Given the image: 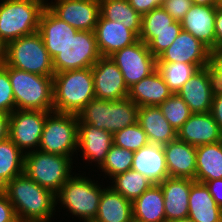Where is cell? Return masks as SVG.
I'll return each instance as SVG.
<instances>
[{
  "mask_svg": "<svg viewBox=\"0 0 222 222\" xmlns=\"http://www.w3.org/2000/svg\"><path fill=\"white\" fill-rule=\"evenodd\" d=\"M15 100L8 74V65L0 67V113L11 114L15 111Z\"/></svg>",
  "mask_w": 222,
  "mask_h": 222,
  "instance_id": "ab89813d",
  "label": "cell"
},
{
  "mask_svg": "<svg viewBox=\"0 0 222 222\" xmlns=\"http://www.w3.org/2000/svg\"><path fill=\"white\" fill-rule=\"evenodd\" d=\"M94 31L78 30L65 48L53 58L55 73L92 67L99 59Z\"/></svg>",
  "mask_w": 222,
  "mask_h": 222,
  "instance_id": "8fae6325",
  "label": "cell"
},
{
  "mask_svg": "<svg viewBox=\"0 0 222 222\" xmlns=\"http://www.w3.org/2000/svg\"><path fill=\"white\" fill-rule=\"evenodd\" d=\"M108 185L123 197L133 202L144 191L149 189L153 183L140 172L131 169L113 177Z\"/></svg>",
  "mask_w": 222,
  "mask_h": 222,
  "instance_id": "836d02e7",
  "label": "cell"
},
{
  "mask_svg": "<svg viewBox=\"0 0 222 222\" xmlns=\"http://www.w3.org/2000/svg\"><path fill=\"white\" fill-rule=\"evenodd\" d=\"M214 31L215 48L222 47V9L220 8H216Z\"/></svg>",
  "mask_w": 222,
  "mask_h": 222,
  "instance_id": "bcb514c9",
  "label": "cell"
},
{
  "mask_svg": "<svg viewBox=\"0 0 222 222\" xmlns=\"http://www.w3.org/2000/svg\"><path fill=\"white\" fill-rule=\"evenodd\" d=\"M193 4L217 7L218 0H193Z\"/></svg>",
  "mask_w": 222,
  "mask_h": 222,
  "instance_id": "681fc988",
  "label": "cell"
},
{
  "mask_svg": "<svg viewBox=\"0 0 222 222\" xmlns=\"http://www.w3.org/2000/svg\"><path fill=\"white\" fill-rule=\"evenodd\" d=\"M101 57H109L139 40V37L121 22L105 19L101 14L94 29Z\"/></svg>",
  "mask_w": 222,
  "mask_h": 222,
  "instance_id": "ac0fdd59",
  "label": "cell"
},
{
  "mask_svg": "<svg viewBox=\"0 0 222 222\" xmlns=\"http://www.w3.org/2000/svg\"><path fill=\"white\" fill-rule=\"evenodd\" d=\"M47 0L46 6L61 20L80 31H94L100 16L99 0Z\"/></svg>",
  "mask_w": 222,
  "mask_h": 222,
  "instance_id": "5bb4252c",
  "label": "cell"
},
{
  "mask_svg": "<svg viewBox=\"0 0 222 222\" xmlns=\"http://www.w3.org/2000/svg\"><path fill=\"white\" fill-rule=\"evenodd\" d=\"M77 31L58 18L47 6L44 8L39 20L38 32L42 36L45 48L52 59L61 53Z\"/></svg>",
  "mask_w": 222,
  "mask_h": 222,
  "instance_id": "44dd1931",
  "label": "cell"
},
{
  "mask_svg": "<svg viewBox=\"0 0 222 222\" xmlns=\"http://www.w3.org/2000/svg\"><path fill=\"white\" fill-rule=\"evenodd\" d=\"M134 158V152L120 148L115 144L112 145L110 150L107 153L106 159L102 166L98 169L103 176L106 182L111 180L118 174L124 173L132 169V160Z\"/></svg>",
  "mask_w": 222,
  "mask_h": 222,
  "instance_id": "d590c367",
  "label": "cell"
},
{
  "mask_svg": "<svg viewBox=\"0 0 222 222\" xmlns=\"http://www.w3.org/2000/svg\"><path fill=\"white\" fill-rule=\"evenodd\" d=\"M2 190L13 205L19 222H52L57 214L56 194L25 173L13 178Z\"/></svg>",
  "mask_w": 222,
  "mask_h": 222,
  "instance_id": "6da1fadb",
  "label": "cell"
},
{
  "mask_svg": "<svg viewBox=\"0 0 222 222\" xmlns=\"http://www.w3.org/2000/svg\"><path fill=\"white\" fill-rule=\"evenodd\" d=\"M73 159L40 150L30 151L24 154V173L41 187L57 194L76 171L73 164L77 163Z\"/></svg>",
  "mask_w": 222,
  "mask_h": 222,
  "instance_id": "8992f818",
  "label": "cell"
},
{
  "mask_svg": "<svg viewBox=\"0 0 222 222\" xmlns=\"http://www.w3.org/2000/svg\"><path fill=\"white\" fill-rule=\"evenodd\" d=\"M91 69L95 99L113 101L128 98L129 88L119 67L110 57H101Z\"/></svg>",
  "mask_w": 222,
  "mask_h": 222,
  "instance_id": "9a60e30c",
  "label": "cell"
},
{
  "mask_svg": "<svg viewBox=\"0 0 222 222\" xmlns=\"http://www.w3.org/2000/svg\"><path fill=\"white\" fill-rule=\"evenodd\" d=\"M5 65L42 76H54L53 59L37 31L6 44Z\"/></svg>",
  "mask_w": 222,
  "mask_h": 222,
  "instance_id": "ba28073f",
  "label": "cell"
},
{
  "mask_svg": "<svg viewBox=\"0 0 222 222\" xmlns=\"http://www.w3.org/2000/svg\"><path fill=\"white\" fill-rule=\"evenodd\" d=\"M76 173L66 181L56 194V205L61 206L60 210L66 209V212L71 214L69 216L76 217L79 222H93L105 186L103 181L100 182L101 185L97 179L95 181L94 178L91 179L84 173Z\"/></svg>",
  "mask_w": 222,
  "mask_h": 222,
  "instance_id": "7a4b0ae2",
  "label": "cell"
},
{
  "mask_svg": "<svg viewBox=\"0 0 222 222\" xmlns=\"http://www.w3.org/2000/svg\"><path fill=\"white\" fill-rule=\"evenodd\" d=\"M188 105L192 113H208L213 95L207 75V66L199 69L177 93Z\"/></svg>",
  "mask_w": 222,
  "mask_h": 222,
  "instance_id": "d4e9b609",
  "label": "cell"
},
{
  "mask_svg": "<svg viewBox=\"0 0 222 222\" xmlns=\"http://www.w3.org/2000/svg\"><path fill=\"white\" fill-rule=\"evenodd\" d=\"M141 16L162 5L163 0H128Z\"/></svg>",
  "mask_w": 222,
  "mask_h": 222,
  "instance_id": "7bdbcfd3",
  "label": "cell"
},
{
  "mask_svg": "<svg viewBox=\"0 0 222 222\" xmlns=\"http://www.w3.org/2000/svg\"><path fill=\"white\" fill-rule=\"evenodd\" d=\"M132 169L140 172L153 184H160L169 177L163 145L148 142L134 152Z\"/></svg>",
  "mask_w": 222,
  "mask_h": 222,
  "instance_id": "7402d4cb",
  "label": "cell"
},
{
  "mask_svg": "<svg viewBox=\"0 0 222 222\" xmlns=\"http://www.w3.org/2000/svg\"><path fill=\"white\" fill-rule=\"evenodd\" d=\"M156 70L173 94H177L182 86L199 70L194 64L157 63Z\"/></svg>",
  "mask_w": 222,
  "mask_h": 222,
  "instance_id": "e575fe53",
  "label": "cell"
},
{
  "mask_svg": "<svg viewBox=\"0 0 222 222\" xmlns=\"http://www.w3.org/2000/svg\"><path fill=\"white\" fill-rule=\"evenodd\" d=\"M194 179L168 177L159 185L164 197L166 222L188 217L189 195Z\"/></svg>",
  "mask_w": 222,
  "mask_h": 222,
  "instance_id": "ffe728a7",
  "label": "cell"
},
{
  "mask_svg": "<svg viewBox=\"0 0 222 222\" xmlns=\"http://www.w3.org/2000/svg\"><path fill=\"white\" fill-rule=\"evenodd\" d=\"M24 173V153L8 137L0 141V189Z\"/></svg>",
  "mask_w": 222,
  "mask_h": 222,
  "instance_id": "d6a6232c",
  "label": "cell"
},
{
  "mask_svg": "<svg viewBox=\"0 0 222 222\" xmlns=\"http://www.w3.org/2000/svg\"><path fill=\"white\" fill-rule=\"evenodd\" d=\"M222 178V140L213 144L196 147L195 181H205Z\"/></svg>",
  "mask_w": 222,
  "mask_h": 222,
  "instance_id": "4dcf8cb0",
  "label": "cell"
},
{
  "mask_svg": "<svg viewBox=\"0 0 222 222\" xmlns=\"http://www.w3.org/2000/svg\"><path fill=\"white\" fill-rule=\"evenodd\" d=\"M222 208L218 206L204 183L194 181L189 195V214L194 222H220Z\"/></svg>",
  "mask_w": 222,
  "mask_h": 222,
  "instance_id": "f1b7e54d",
  "label": "cell"
},
{
  "mask_svg": "<svg viewBox=\"0 0 222 222\" xmlns=\"http://www.w3.org/2000/svg\"><path fill=\"white\" fill-rule=\"evenodd\" d=\"M6 44L0 39V67L5 65Z\"/></svg>",
  "mask_w": 222,
  "mask_h": 222,
  "instance_id": "c3c4849f",
  "label": "cell"
},
{
  "mask_svg": "<svg viewBox=\"0 0 222 222\" xmlns=\"http://www.w3.org/2000/svg\"><path fill=\"white\" fill-rule=\"evenodd\" d=\"M204 184L208 187L215 202L222 208V178L205 181Z\"/></svg>",
  "mask_w": 222,
  "mask_h": 222,
  "instance_id": "ee69618b",
  "label": "cell"
},
{
  "mask_svg": "<svg viewBox=\"0 0 222 222\" xmlns=\"http://www.w3.org/2000/svg\"><path fill=\"white\" fill-rule=\"evenodd\" d=\"M0 39L5 43L38 31L47 0H1Z\"/></svg>",
  "mask_w": 222,
  "mask_h": 222,
  "instance_id": "5b68a950",
  "label": "cell"
},
{
  "mask_svg": "<svg viewBox=\"0 0 222 222\" xmlns=\"http://www.w3.org/2000/svg\"><path fill=\"white\" fill-rule=\"evenodd\" d=\"M177 138L194 147L222 140V131L210 112L193 113L177 132Z\"/></svg>",
  "mask_w": 222,
  "mask_h": 222,
  "instance_id": "d6986e66",
  "label": "cell"
},
{
  "mask_svg": "<svg viewBox=\"0 0 222 222\" xmlns=\"http://www.w3.org/2000/svg\"><path fill=\"white\" fill-rule=\"evenodd\" d=\"M9 115L0 113V141L9 137Z\"/></svg>",
  "mask_w": 222,
  "mask_h": 222,
  "instance_id": "7dc6e473",
  "label": "cell"
},
{
  "mask_svg": "<svg viewBox=\"0 0 222 222\" xmlns=\"http://www.w3.org/2000/svg\"><path fill=\"white\" fill-rule=\"evenodd\" d=\"M0 222H19L13 205L2 189H0Z\"/></svg>",
  "mask_w": 222,
  "mask_h": 222,
  "instance_id": "b9f144b4",
  "label": "cell"
},
{
  "mask_svg": "<svg viewBox=\"0 0 222 222\" xmlns=\"http://www.w3.org/2000/svg\"><path fill=\"white\" fill-rule=\"evenodd\" d=\"M113 143L120 148L136 152L148 142V137L138 122L119 130L113 135Z\"/></svg>",
  "mask_w": 222,
  "mask_h": 222,
  "instance_id": "74e56055",
  "label": "cell"
},
{
  "mask_svg": "<svg viewBox=\"0 0 222 222\" xmlns=\"http://www.w3.org/2000/svg\"><path fill=\"white\" fill-rule=\"evenodd\" d=\"M109 57L119 67L128 88L156 70L157 58L140 39Z\"/></svg>",
  "mask_w": 222,
  "mask_h": 222,
  "instance_id": "7c38bea8",
  "label": "cell"
},
{
  "mask_svg": "<svg viewBox=\"0 0 222 222\" xmlns=\"http://www.w3.org/2000/svg\"><path fill=\"white\" fill-rule=\"evenodd\" d=\"M159 108L176 132L179 131L182 125L193 114L188 105L178 94H172L159 105Z\"/></svg>",
  "mask_w": 222,
  "mask_h": 222,
  "instance_id": "8d00e7d4",
  "label": "cell"
},
{
  "mask_svg": "<svg viewBox=\"0 0 222 222\" xmlns=\"http://www.w3.org/2000/svg\"><path fill=\"white\" fill-rule=\"evenodd\" d=\"M163 150L169 177L195 179L196 147L176 138Z\"/></svg>",
  "mask_w": 222,
  "mask_h": 222,
  "instance_id": "603a6c76",
  "label": "cell"
},
{
  "mask_svg": "<svg viewBox=\"0 0 222 222\" xmlns=\"http://www.w3.org/2000/svg\"><path fill=\"white\" fill-rule=\"evenodd\" d=\"M193 5V0H163V9L175 20L181 21Z\"/></svg>",
  "mask_w": 222,
  "mask_h": 222,
  "instance_id": "60d3db41",
  "label": "cell"
},
{
  "mask_svg": "<svg viewBox=\"0 0 222 222\" xmlns=\"http://www.w3.org/2000/svg\"><path fill=\"white\" fill-rule=\"evenodd\" d=\"M207 75L213 97L222 95V47L210 50Z\"/></svg>",
  "mask_w": 222,
  "mask_h": 222,
  "instance_id": "f35d334b",
  "label": "cell"
},
{
  "mask_svg": "<svg viewBox=\"0 0 222 222\" xmlns=\"http://www.w3.org/2000/svg\"><path fill=\"white\" fill-rule=\"evenodd\" d=\"M53 92V111L78 114L95 99L91 67L55 73Z\"/></svg>",
  "mask_w": 222,
  "mask_h": 222,
  "instance_id": "3957f363",
  "label": "cell"
},
{
  "mask_svg": "<svg viewBox=\"0 0 222 222\" xmlns=\"http://www.w3.org/2000/svg\"><path fill=\"white\" fill-rule=\"evenodd\" d=\"M113 134L105 129H97L91 124H78V149L76 158L80 156L83 164L99 169L104 163L107 153L112 147ZM80 152V154H78ZM88 163V165H87ZM95 163V164H94ZM95 165V166H93Z\"/></svg>",
  "mask_w": 222,
  "mask_h": 222,
  "instance_id": "e0dca14e",
  "label": "cell"
},
{
  "mask_svg": "<svg viewBox=\"0 0 222 222\" xmlns=\"http://www.w3.org/2000/svg\"><path fill=\"white\" fill-rule=\"evenodd\" d=\"M49 111L15 110L9 114V138L25 154L38 150Z\"/></svg>",
  "mask_w": 222,
  "mask_h": 222,
  "instance_id": "4fadbf2b",
  "label": "cell"
},
{
  "mask_svg": "<svg viewBox=\"0 0 222 222\" xmlns=\"http://www.w3.org/2000/svg\"><path fill=\"white\" fill-rule=\"evenodd\" d=\"M172 94L158 71L155 70L129 88L128 98L138 107L159 106Z\"/></svg>",
  "mask_w": 222,
  "mask_h": 222,
  "instance_id": "484cf974",
  "label": "cell"
},
{
  "mask_svg": "<svg viewBox=\"0 0 222 222\" xmlns=\"http://www.w3.org/2000/svg\"><path fill=\"white\" fill-rule=\"evenodd\" d=\"M169 222H194V221L190 217H185V218H181V219L172 220Z\"/></svg>",
  "mask_w": 222,
  "mask_h": 222,
  "instance_id": "f907efd6",
  "label": "cell"
},
{
  "mask_svg": "<svg viewBox=\"0 0 222 222\" xmlns=\"http://www.w3.org/2000/svg\"><path fill=\"white\" fill-rule=\"evenodd\" d=\"M16 110L53 111V76L32 74L8 66Z\"/></svg>",
  "mask_w": 222,
  "mask_h": 222,
  "instance_id": "52a82bcc",
  "label": "cell"
},
{
  "mask_svg": "<svg viewBox=\"0 0 222 222\" xmlns=\"http://www.w3.org/2000/svg\"><path fill=\"white\" fill-rule=\"evenodd\" d=\"M77 149V114L50 112L46 117L38 150L76 160Z\"/></svg>",
  "mask_w": 222,
  "mask_h": 222,
  "instance_id": "9c48e42d",
  "label": "cell"
},
{
  "mask_svg": "<svg viewBox=\"0 0 222 222\" xmlns=\"http://www.w3.org/2000/svg\"><path fill=\"white\" fill-rule=\"evenodd\" d=\"M215 17L216 7L193 4L180 22L183 30L212 50L215 48Z\"/></svg>",
  "mask_w": 222,
  "mask_h": 222,
  "instance_id": "cb8c5ba5",
  "label": "cell"
},
{
  "mask_svg": "<svg viewBox=\"0 0 222 222\" xmlns=\"http://www.w3.org/2000/svg\"><path fill=\"white\" fill-rule=\"evenodd\" d=\"M216 8L222 9V0H218V4Z\"/></svg>",
  "mask_w": 222,
  "mask_h": 222,
  "instance_id": "816d5d0a",
  "label": "cell"
},
{
  "mask_svg": "<svg viewBox=\"0 0 222 222\" xmlns=\"http://www.w3.org/2000/svg\"><path fill=\"white\" fill-rule=\"evenodd\" d=\"M100 14L107 20L123 23L138 37L141 32L142 16L129 4L128 0H99Z\"/></svg>",
  "mask_w": 222,
  "mask_h": 222,
  "instance_id": "1f68e13d",
  "label": "cell"
},
{
  "mask_svg": "<svg viewBox=\"0 0 222 222\" xmlns=\"http://www.w3.org/2000/svg\"><path fill=\"white\" fill-rule=\"evenodd\" d=\"M181 30V22L175 21L159 6L142 16L139 39L147 44L157 58L173 44Z\"/></svg>",
  "mask_w": 222,
  "mask_h": 222,
  "instance_id": "30bf717a",
  "label": "cell"
},
{
  "mask_svg": "<svg viewBox=\"0 0 222 222\" xmlns=\"http://www.w3.org/2000/svg\"><path fill=\"white\" fill-rule=\"evenodd\" d=\"M137 122L145 131L149 142L165 145L177 138V132L159 106L139 107Z\"/></svg>",
  "mask_w": 222,
  "mask_h": 222,
  "instance_id": "4316f807",
  "label": "cell"
},
{
  "mask_svg": "<svg viewBox=\"0 0 222 222\" xmlns=\"http://www.w3.org/2000/svg\"><path fill=\"white\" fill-rule=\"evenodd\" d=\"M210 113L222 131V95L213 97Z\"/></svg>",
  "mask_w": 222,
  "mask_h": 222,
  "instance_id": "f6af8a7d",
  "label": "cell"
},
{
  "mask_svg": "<svg viewBox=\"0 0 222 222\" xmlns=\"http://www.w3.org/2000/svg\"><path fill=\"white\" fill-rule=\"evenodd\" d=\"M106 185L93 222H133L132 201Z\"/></svg>",
  "mask_w": 222,
  "mask_h": 222,
  "instance_id": "83f0119b",
  "label": "cell"
},
{
  "mask_svg": "<svg viewBox=\"0 0 222 222\" xmlns=\"http://www.w3.org/2000/svg\"><path fill=\"white\" fill-rule=\"evenodd\" d=\"M139 107L129 98L120 100L93 99L77 114L78 124H91L113 135L138 119Z\"/></svg>",
  "mask_w": 222,
  "mask_h": 222,
  "instance_id": "277c9868",
  "label": "cell"
},
{
  "mask_svg": "<svg viewBox=\"0 0 222 222\" xmlns=\"http://www.w3.org/2000/svg\"><path fill=\"white\" fill-rule=\"evenodd\" d=\"M209 57L210 49L182 29L173 44L157 57V63H187L201 69L209 65Z\"/></svg>",
  "mask_w": 222,
  "mask_h": 222,
  "instance_id": "2e32d148",
  "label": "cell"
},
{
  "mask_svg": "<svg viewBox=\"0 0 222 222\" xmlns=\"http://www.w3.org/2000/svg\"><path fill=\"white\" fill-rule=\"evenodd\" d=\"M133 222H166L161 186L153 184L132 202Z\"/></svg>",
  "mask_w": 222,
  "mask_h": 222,
  "instance_id": "f546056e",
  "label": "cell"
}]
</instances>
